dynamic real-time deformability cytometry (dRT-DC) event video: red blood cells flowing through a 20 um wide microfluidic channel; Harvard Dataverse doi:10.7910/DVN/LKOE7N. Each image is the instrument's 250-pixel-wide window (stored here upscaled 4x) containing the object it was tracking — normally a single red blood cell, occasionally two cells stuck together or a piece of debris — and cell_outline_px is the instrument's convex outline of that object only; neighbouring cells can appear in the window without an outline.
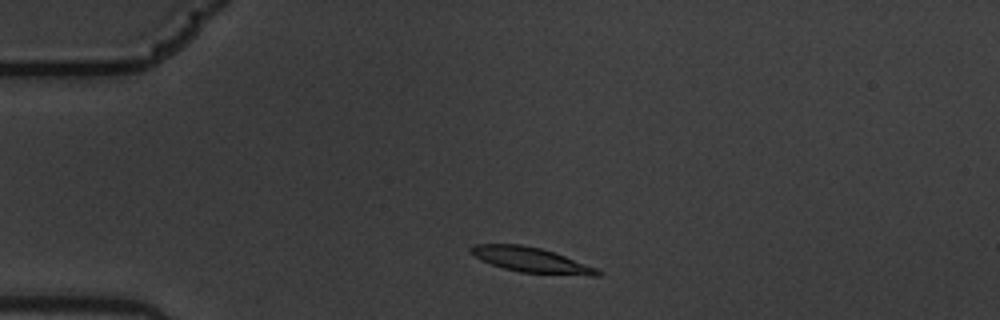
{"species": "common noctule bat (a hibernating species)", "species_latin": "Nyctalus noctula", "temperature_condition": "warm", "stored_images_in_passage": 48, "camera_frame_rate_fps": 3000, "um_per_image_px": 0.085, "animal": {"sex": "male", "body_mass_g": 19.5, "forearm_length_mm": 54.6}, "frame": {"image": 1, "passage_image": 4, "time_ms": 1.0, "image_size_px": [1000, 320], "cell_outline_px": [[604, 272], [600, 276], [588, 276], [520, 272], [504, 268], [480, 260], [468, 248], [472, 244], [520, 244], [544, 248], [596, 268]], "centroid_in_image_um": [45.18, 22.09], "position_along_channel_um": 39.8, "area_um2": 18.55}}
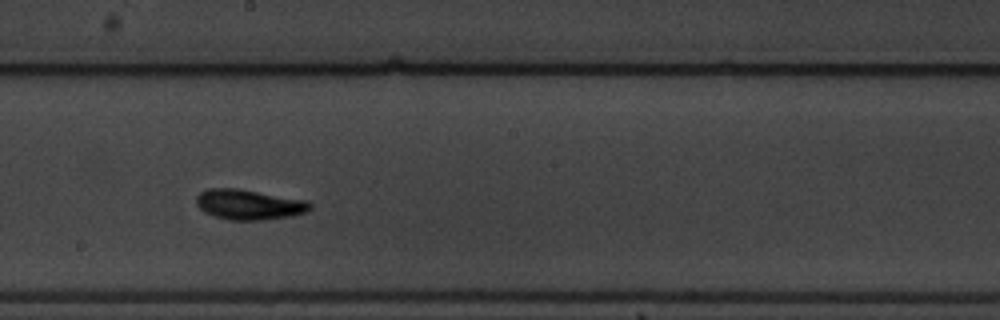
{"frame": {"image": 2, "passage_image": 23, "time_ms": 7.333, "image_size_px": [1000, 320], "cell_outline_px": [[312, 208], [304, 212], [292, 216], [264, 220], [228, 220], [204, 212], [196, 204], [196, 196], [200, 192], [208, 188], [240, 188], [308, 200], [312, 204]], "centroid_in_image_um": [21.18, 17.37], "position_along_channel_um": 227.0, "area_um2": 20.29}}
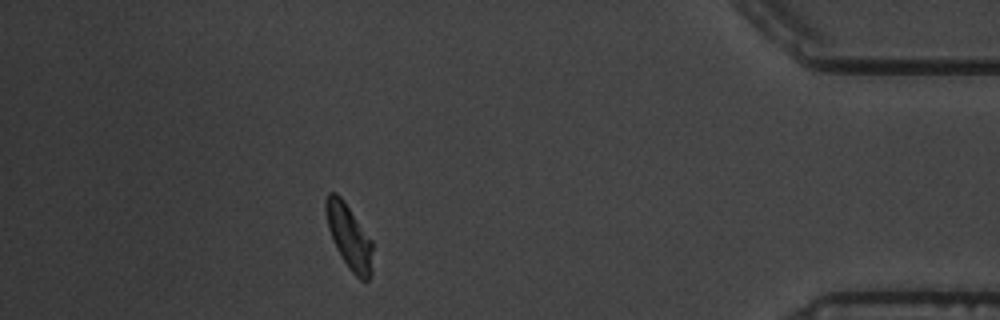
{"frame": {"image": 3, "passage_image": 42, "time_ms": 13.667, "image_size_px": [1000, 320], "cell_outline_px": [[372, 272], [368, 280], [360, 280], [352, 272], [336, 248], [332, 240], [328, 228], [324, 208], [324, 200], [328, 192], [336, 192], [340, 196], [372, 240]], "centroid_in_image_um": [29.65, 20.1], "position_along_channel_um": 405.5, "area_um2": 17.51}, "authors_computed_cell_mechanics": {"area_um2": 18.3515, "velocity_mm_per_s": 3.495, "shape_relaxation_time_tau1_ms": 2.8887, "shape_relaxation_time_tau2_ms": 5.0121, "deformation_change_tau1": 0.1323, "deformation_change_tau2": 0.0805}}